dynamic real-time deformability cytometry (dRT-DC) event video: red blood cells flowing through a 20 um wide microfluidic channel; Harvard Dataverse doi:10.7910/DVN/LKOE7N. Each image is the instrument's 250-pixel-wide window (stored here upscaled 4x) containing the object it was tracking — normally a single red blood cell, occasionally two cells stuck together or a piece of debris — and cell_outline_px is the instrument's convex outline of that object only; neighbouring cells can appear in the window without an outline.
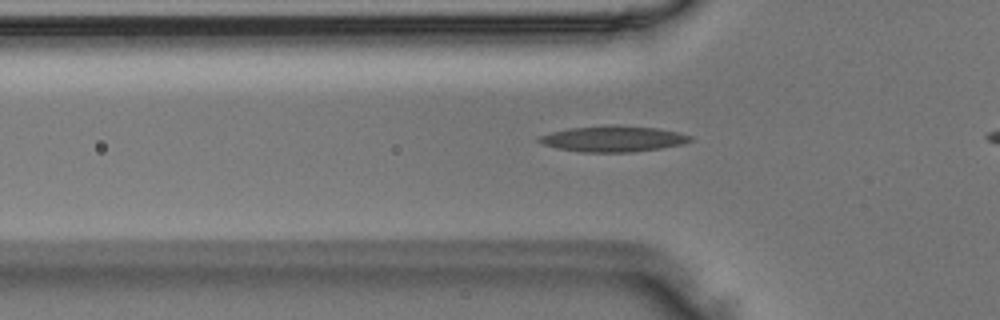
{"species": "Egyptian fruit bat (a non-hibernating species)", "species_latin": "Rousettus aegyptiacus", "temperature_condition": "room temperature", "stored_images_in_passage": 15, "camera_frame_rate_fps": 3000, "um_per_image_px": 0.085, "animal": {"sex": "male"}, "frame": {"image": 1, "passage_image": 6, "time_ms": 1.667, "image_size_px": [1000, 320], "cell_outline_px": [[692, 140], [684, 144], [660, 148], [632, 152], [580, 152], [556, 148], [544, 144], [536, 140], [540, 136], [552, 132], [568, 128], [608, 124], [656, 128], [676, 132], [692, 136]], "centroid_in_image_um": [52.1, 11.79], "position_along_channel_um": 73.7, "area_um2": 22.83}}
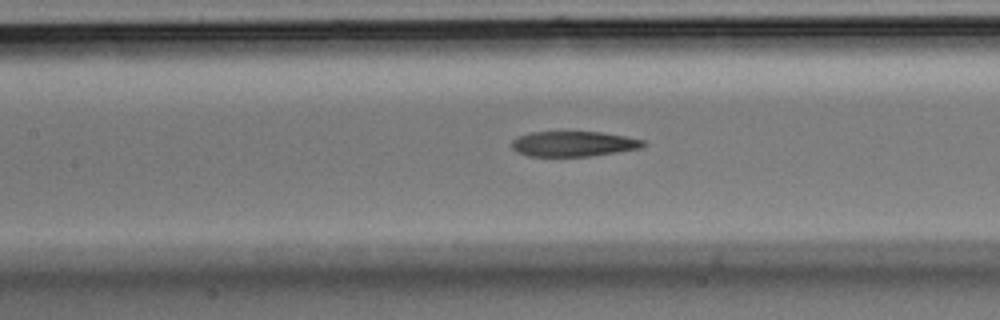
{"frame": {"image": 2, "passage_image": 12, "time_ms": 3.667, "image_size_px": [1000, 320], "cell_outline_px": [[648, 144], [640, 148], [616, 152], [588, 156], [528, 156], [516, 152], [512, 148], [512, 140], [516, 136], [532, 132], [600, 132], [624, 136], [644, 140]], "centroid_in_image_um": [48.72, 12.22], "position_along_channel_um": 158.7, "area_um2": 19.31}}
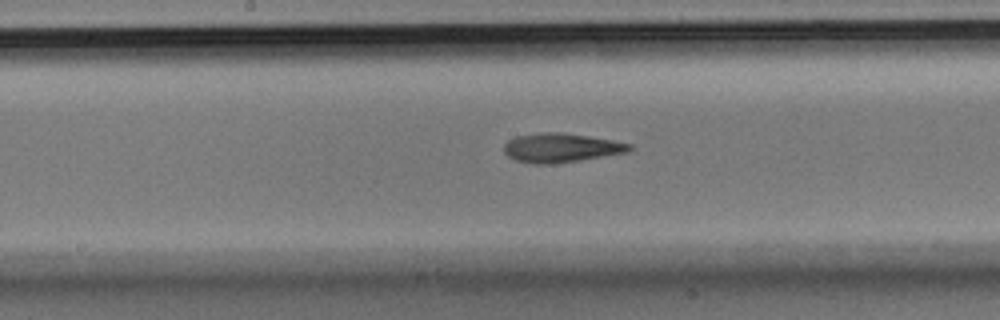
{"frame": {"image": 3, "passage_image": 15, "time_ms": 4.667, "image_size_px": [1000, 320], "cell_outline_px": [[632, 148], [628, 152], [552, 164], [536, 164], [516, 160], [508, 156], [504, 152], [504, 144], [508, 140], [516, 136], [540, 132], [560, 132], [588, 136], [612, 140], [632, 144]], "centroid_in_image_um": [47.66, 12.55], "position_along_channel_um": 200.5, "area_um2": 21.1}}